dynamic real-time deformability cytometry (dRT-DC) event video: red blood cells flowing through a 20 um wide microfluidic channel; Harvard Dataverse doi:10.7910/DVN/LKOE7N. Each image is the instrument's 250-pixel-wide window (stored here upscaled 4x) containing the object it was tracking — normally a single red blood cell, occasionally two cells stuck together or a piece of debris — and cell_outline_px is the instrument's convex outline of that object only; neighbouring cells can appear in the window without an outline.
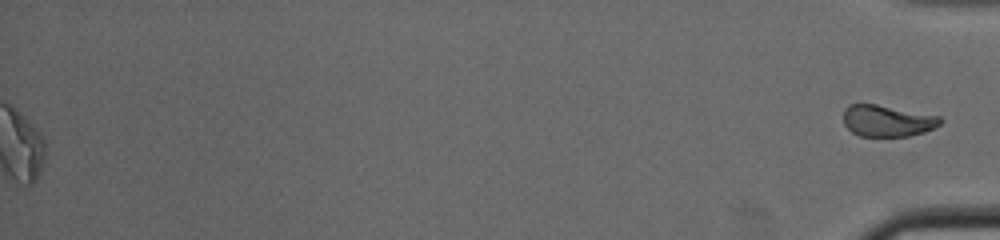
{"species": "common noctule bat (a hibernating species)", "species_latin": "Nyctalus noctula", "temperature_condition": "cold", "stored_images_in_passage": 42, "segment_of_instrument_passage": [2, 2], "camera_frame_rate_fps": 3000, "um_per_image_px": 0.085, "animal": {"sex": "male", "body_mass_g": 19.0, "forearm_length_mm": 50.8}, "frame": {"image": 1, "passage_image": 42, "time_ms": 13.667, "image_size_px": [1000, 240], "cell_outline_px": [[944, 120], [940, 124], [924, 132], [908, 136], [860, 136], [852, 132], [844, 124], [844, 108], [848, 104], [876, 104], [940, 116]], "centroid_in_image_um": [75.41, 10.26], "position_along_channel_um": 359.8, "area_um2": 17.74}}